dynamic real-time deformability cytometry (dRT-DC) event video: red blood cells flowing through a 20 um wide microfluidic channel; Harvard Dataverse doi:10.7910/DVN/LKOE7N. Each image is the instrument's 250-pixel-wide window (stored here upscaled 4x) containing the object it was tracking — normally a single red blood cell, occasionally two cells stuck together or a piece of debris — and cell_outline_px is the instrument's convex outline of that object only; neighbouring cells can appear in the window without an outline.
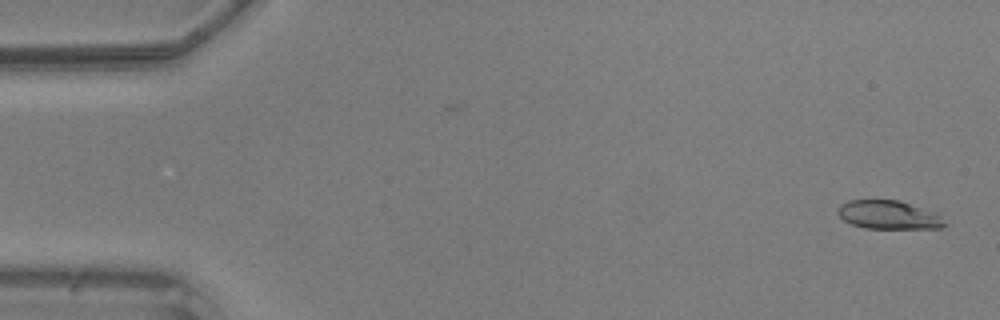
{"species": "common noctule bat (a hibernating species)", "species_latin": "Nyctalus noctula", "temperature_condition": "warm", "stored_images_in_passage": 49, "camera_frame_rate_fps": 3000, "um_per_image_px": 0.085, "animal": {"sex": "male", "body_mass_g": 20.5, "forearm_length_mm": 52.5}, "frame": {"image": 1, "passage_image": 2, "time_ms": 0.333, "image_size_px": [1000, 320], "cell_outline_px": [[944, 224], [916, 228], [872, 228], [856, 224], [848, 220], [840, 212], [840, 208], [844, 204], [856, 200], [896, 200]], "centroid_in_image_um": [75.27, 18.26], "position_along_channel_um": 9.7, "area_um2": 14.85}}
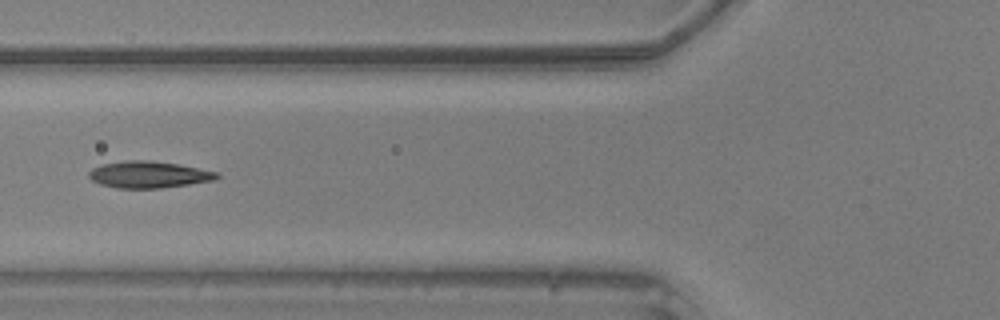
{"frame": {"image": 2, "passage_image": 19, "time_ms": 6.0, "image_size_px": [1000, 320], "cell_outline_px": [[216, 176], [204, 180], [180, 184], [152, 188], [124, 188], [104, 184], [96, 180], [92, 176], [92, 172], [96, 168], [108, 164], [172, 164], [212, 172]], "centroid_in_image_um": [12.59, 14.9], "position_along_channel_um": 113.2, "area_um2": 16.47}}
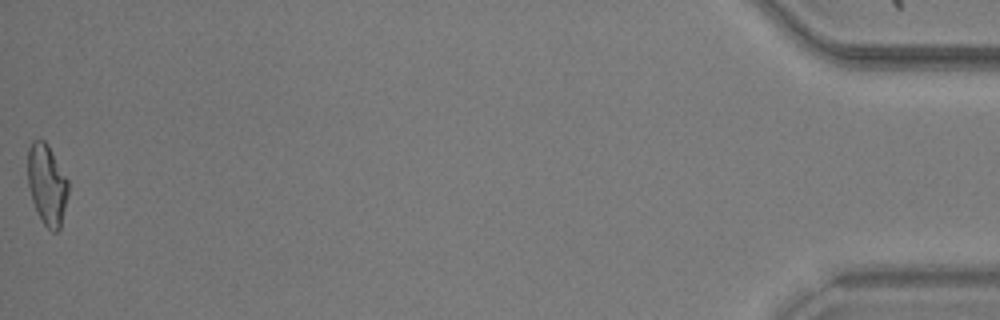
{"frame": {"image": 3, "passage_image": 49, "time_ms": 16.0, "image_size_px": [1000, 320], "cell_outline_px": [[68, 188], [60, 224], [56, 228], [44, 220], [40, 216], [36, 208], [32, 196], [28, 180], [28, 152], [32, 144], [40, 140], [44, 140], [68, 180]], "centroid_in_image_um": [3.98, 15.57], "position_along_channel_um": 431.2, "area_um2": 17.28}}